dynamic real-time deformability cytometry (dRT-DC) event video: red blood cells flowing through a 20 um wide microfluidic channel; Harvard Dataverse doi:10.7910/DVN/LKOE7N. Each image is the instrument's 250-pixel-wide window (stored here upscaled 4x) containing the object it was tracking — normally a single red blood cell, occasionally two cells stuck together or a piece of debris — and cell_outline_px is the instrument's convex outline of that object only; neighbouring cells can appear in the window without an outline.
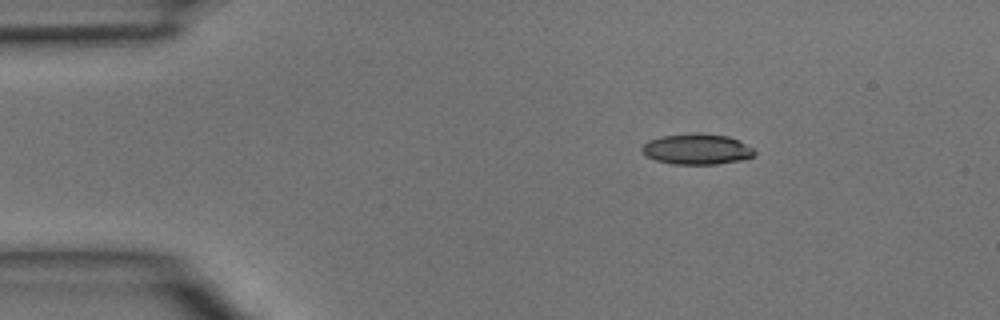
{"species": "common noctule bat (a hibernating species)", "species_latin": "Nyctalus noctula", "temperature_condition": "room temperature", "stored_images_in_passage": 3, "camera_frame_rate_fps": 3000, "um_per_image_px": 0.085, "animal": {"sex": "male", "body_mass_g": 15.6}, "frame": {"image": 1, "passage_image": 1, "time_ms": 0.0, "image_size_px": [1000, 320], "cell_outline_px": [[756, 156], [740, 160], [716, 164], [672, 164], [656, 160], [644, 156], [640, 148], [648, 140], [660, 136], [692, 132], [696, 132], [728, 136], [756, 148]], "centroid_in_image_um": [59.23, 12.67], "position_along_channel_um": 25.8, "area_um2": 20.52}}
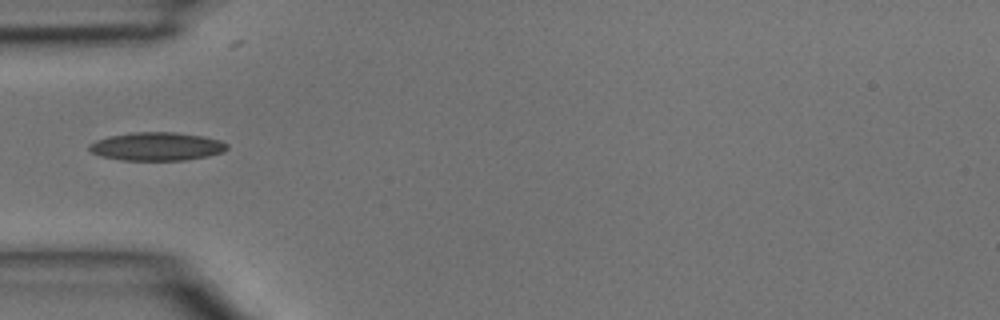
{"frame": {"image": 2, "passage_image": 3, "time_ms": 0.667, "image_size_px": [1000, 320], "cell_outline_px": [[228, 148], [224, 152], [208, 156], [184, 160], [120, 160], [100, 156], [92, 152], [88, 148], [88, 144], [96, 140], [108, 136], [132, 132], [172, 132], [204, 136], [220, 140], [228, 144]], "centroid_in_image_um": [13.32, 12.44], "position_along_channel_um": 71.7, "area_um2": 22.89}}